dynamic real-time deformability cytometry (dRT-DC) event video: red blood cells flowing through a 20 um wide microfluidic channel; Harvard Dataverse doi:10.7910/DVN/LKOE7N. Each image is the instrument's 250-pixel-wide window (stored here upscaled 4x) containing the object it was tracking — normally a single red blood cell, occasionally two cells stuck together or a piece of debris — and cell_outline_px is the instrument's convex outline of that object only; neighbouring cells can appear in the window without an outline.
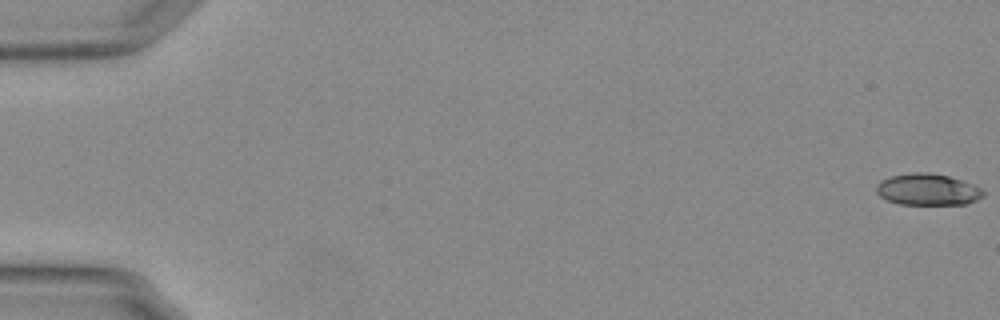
{"species": "Egyptian fruit bat (a non-hibernating species)", "species_latin": "Rousettus aegyptiacus", "temperature_condition": "warm", "stored_images_in_passage": 56, "camera_frame_rate_fps": 3000, "um_per_image_px": 0.085, "animal": {"sex": "female"}, "frame": {"image": 1, "passage_image": 1, "time_ms": 0.0, "image_size_px": [1000, 320], "cell_outline_px": [[984, 196], [968, 204], [900, 204], [888, 200], [880, 196], [876, 192], [876, 184], [880, 180], [892, 176], [912, 172], [928, 172], [948, 176], [972, 184], [980, 188], [984, 192]], "centroid_in_image_um": [78.84, 16.11], "position_along_channel_um": 6.2, "area_um2": 19.59}}
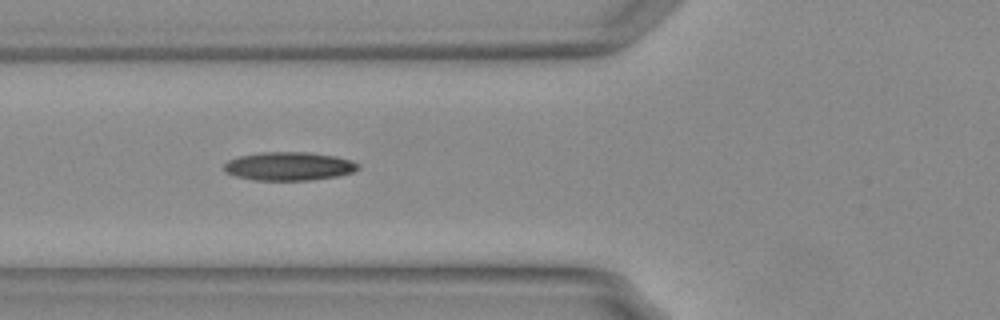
{"frame": {"image": 2, "passage_image": 22, "time_ms": 7.0, "image_size_px": [1000, 320], "cell_outline_px": [[360, 168], [352, 172], [336, 176], [312, 180], [252, 180], [236, 176], [224, 172], [224, 164], [228, 160], [240, 156], [260, 152], [308, 152], [336, 156], [352, 160], [360, 164]], "centroid_in_image_um": [24.56, 14.13], "position_along_channel_um": 101.2, "area_um2": 22.37}}
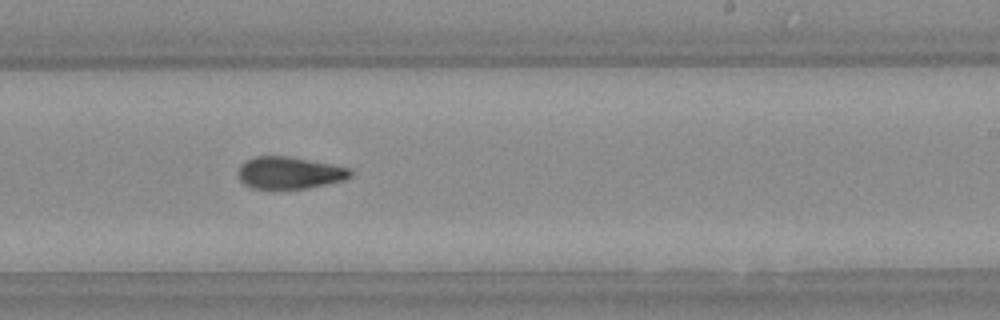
{"frame": {"image": 3, "passage_image": 35, "time_ms": 11.333, "image_size_px": [1000, 320], "cell_outline_px": [[352, 176], [344, 180], [308, 188], [252, 188], [244, 184], [240, 180], [240, 164], [244, 160], [256, 156], [288, 156], [348, 168], [352, 172]], "centroid_in_image_um": [24.58, 14.68], "position_along_channel_um": 264.4, "area_um2": 20.63}, "authors_computed_cell_mechanics": {"area_um2": 20.7502, "velocity_mm_per_s": 3.7703, "shape_relaxation_time_tau1_ms": null, "shape_relaxation_time_tau2_ms": 3.4919, "deformation_change_tau1": null, "deformation_change_tau2": 0.1014}}